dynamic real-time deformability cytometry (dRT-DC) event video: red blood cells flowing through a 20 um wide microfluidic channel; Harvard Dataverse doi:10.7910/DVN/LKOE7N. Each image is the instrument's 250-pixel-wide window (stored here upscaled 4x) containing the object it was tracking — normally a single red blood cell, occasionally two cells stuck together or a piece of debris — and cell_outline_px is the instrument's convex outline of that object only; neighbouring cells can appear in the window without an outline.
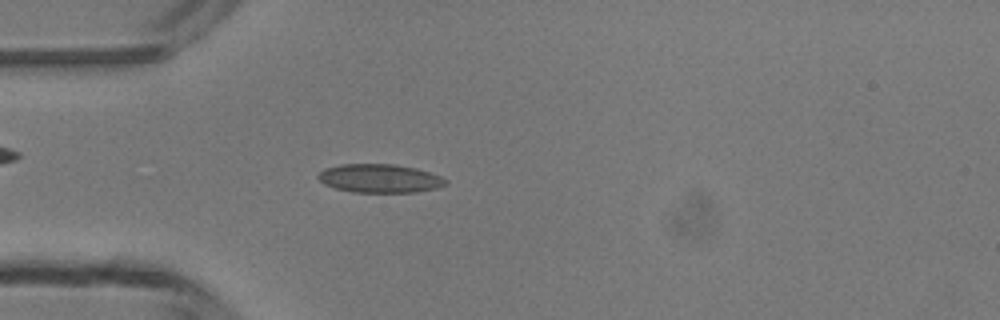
{"species": "common noctule bat (a hibernating species)", "species_latin": "Nyctalus noctula", "temperature_condition": "room temperature", "stored_images_in_passage": 5, "camera_frame_rate_fps": 3000, "um_per_image_px": 0.085, "animal": {"sex": "male", "body_mass_g": 13.3}, "frame": {"image": 1, "passage_image": 5, "time_ms": 4.333, "image_size_px": [1000, 320], "cell_outline_px": [[448, 184], [436, 188], [416, 192], [352, 192], [336, 188], [324, 184], [316, 176], [324, 168], [340, 164], [396, 164], [416, 168], [440, 176], [448, 180]], "centroid_in_image_um": [32.28, 15.16], "position_along_channel_um": 52.7, "area_um2": 21.27}}